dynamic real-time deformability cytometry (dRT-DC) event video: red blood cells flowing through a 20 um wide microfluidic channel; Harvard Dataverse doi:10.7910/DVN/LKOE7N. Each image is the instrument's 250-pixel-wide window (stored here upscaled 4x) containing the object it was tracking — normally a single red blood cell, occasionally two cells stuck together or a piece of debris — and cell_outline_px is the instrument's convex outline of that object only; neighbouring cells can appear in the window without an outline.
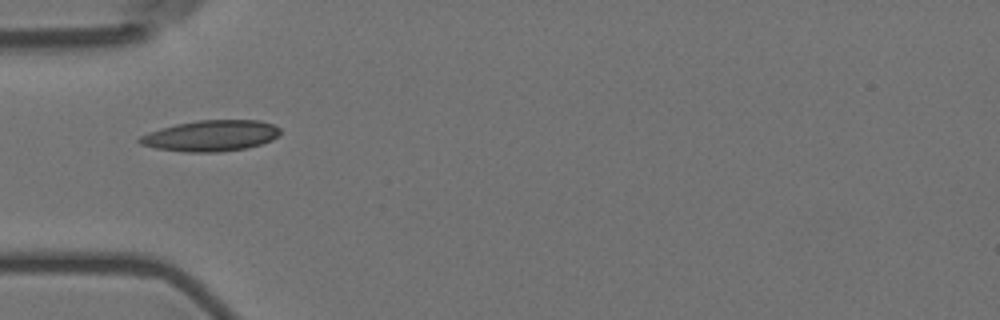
{"species": "Egyptian fruit bat (a non-hibernating species)", "species_latin": "Rousettus aegyptiacus", "temperature_condition": "room temperature", "stored_images_in_passage": 7, "camera_frame_rate_fps": 3000, "um_per_image_px": 0.085, "animal": {"sex": "female"}, "frame": {"image": 1, "passage_image": 1, "time_ms": 0.0, "image_size_px": [1000, 320], "cell_outline_px": [[280, 136], [272, 140], [248, 148], [220, 152], [184, 152], [156, 148], [140, 144], [136, 140], [140, 136], [148, 132], [160, 128], [176, 124], [200, 120], [260, 120], [272, 124], [280, 128]], "centroid_in_image_um": [17.93, 11.54], "position_along_channel_um": 67.1, "area_um2": 25.55}}
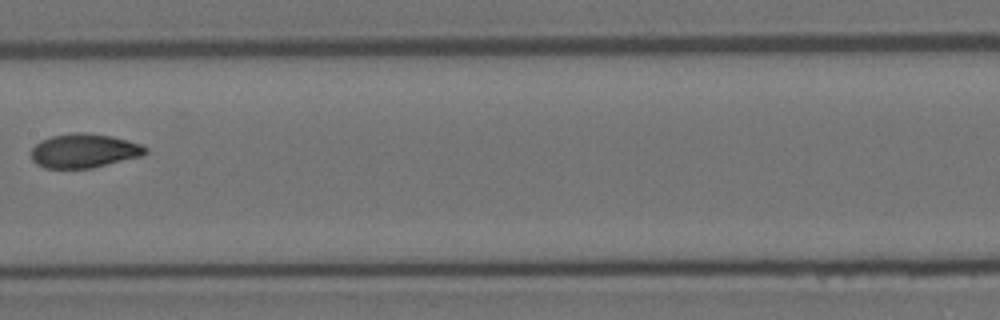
{"frame": {"image": 2, "passage_image": 4, "time_ms": 1.0, "image_size_px": [1000, 320], "cell_outline_px": [[148, 152], [144, 156], [92, 168], [44, 168], [36, 164], [32, 160], [32, 148], [40, 140], [52, 136], [72, 132], [84, 132], [112, 136], [128, 140], [140, 144], [148, 148]], "centroid_in_image_um": [7.17, 12.81], "position_along_channel_um": 200.2, "area_um2": 22.95}}
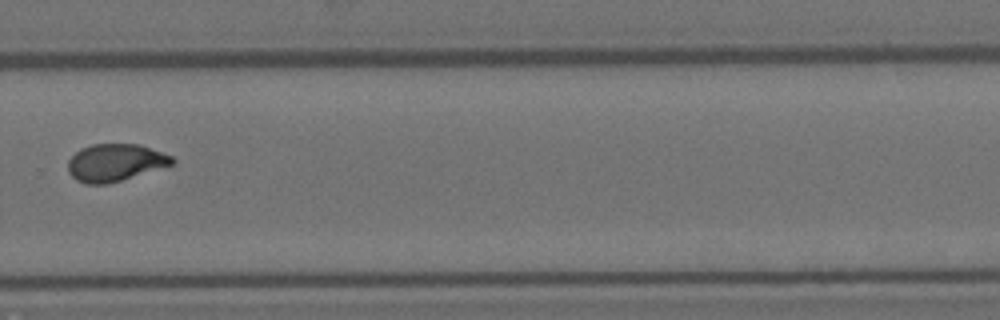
{"frame": {"image": 3, "passage_image": 7, "time_ms": 2.0, "image_size_px": [1000, 320], "cell_outline_px": [[176, 160], [172, 164], [108, 184], [84, 184], [76, 180], [68, 172], [68, 160], [80, 148], [92, 144], [140, 144], [172, 156]], "centroid_in_image_um": [9.75, 13.81], "position_along_channel_um": 320.0, "area_um2": 22.54}}